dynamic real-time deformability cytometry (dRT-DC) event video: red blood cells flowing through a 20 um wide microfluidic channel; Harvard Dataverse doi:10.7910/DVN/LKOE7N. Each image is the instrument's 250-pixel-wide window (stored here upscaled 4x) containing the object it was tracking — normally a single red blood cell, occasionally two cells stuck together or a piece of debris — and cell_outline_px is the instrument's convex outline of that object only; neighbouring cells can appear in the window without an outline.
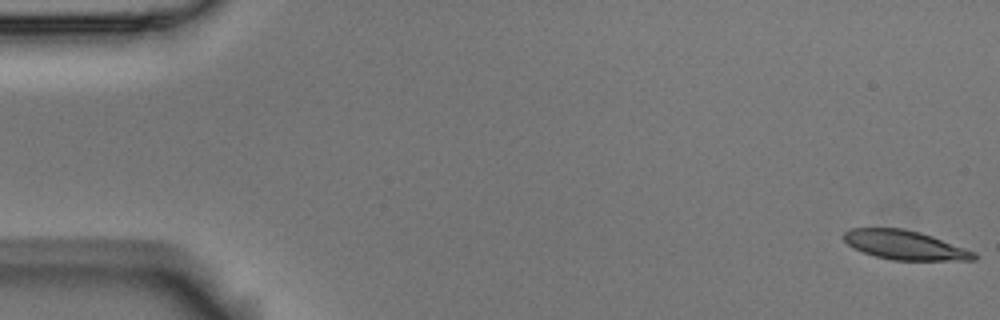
{"species": "Egyptian fruit bat (a non-hibernating species)", "species_latin": "Rousettus aegyptiacus", "temperature_condition": "room temperature", "stored_images_in_passage": 11, "camera_frame_rate_fps": 3000, "um_per_image_px": 0.085, "animal": {"sex": "male"}, "frame": {"image": 1, "passage_image": 1, "time_ms": 0.0, "image_size_px": [1000, 320], "cell_outline_px": [[980, 256], [976, 260], [892, 260], [876, 256], [864, 252], [848, 244], [840, 236], [844, 232], [852, 228], [904, 228], [920, 232], [932, 236], [976, 252]], "centroid_in_image_um": [76.94, 20.83], "position_along_channel_um": 8.1, "area_um2": 22.14}}
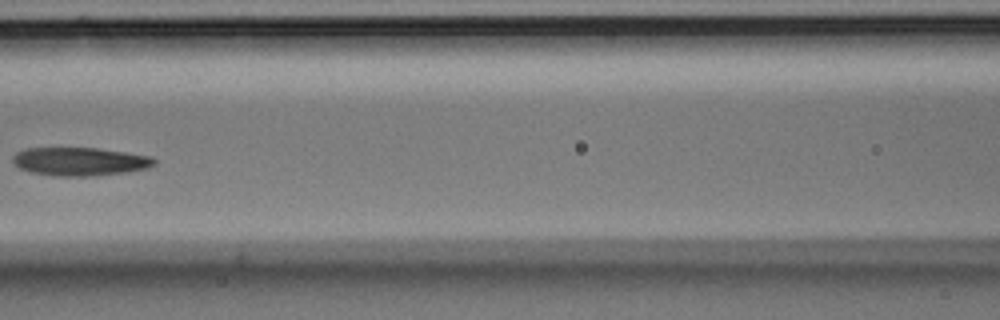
{"frame": {"image": 2, "passage_image": 7, "time_ms": 2.0, "image_size_px": [1000, 320], "cell_outline_px": [[156, 164], [148, 168], [128, 172], [88, 176], [56, 176], [32, 172], [20, 168], [12, 160], [12, 156], [16, 152], [24, 148], [100, 148], [152, 156], [156, 160]], "centroid_in_image_um": [6.82, 13.72], "position_along_channel_um": 159.8, "area_um2": 23.47}}
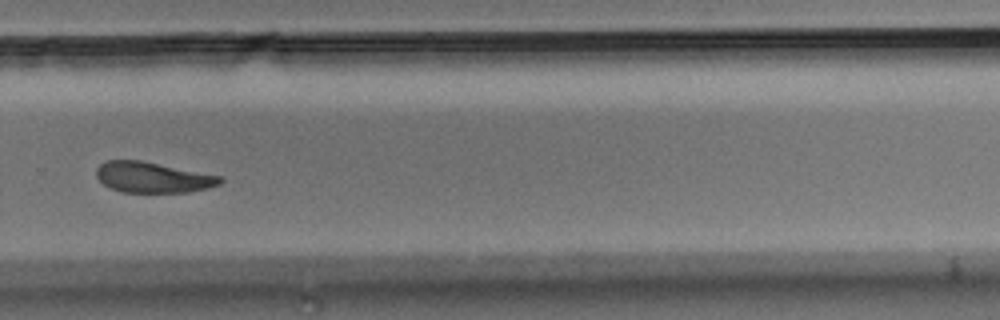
{"frame": {"image": 3, "passage_image": 11, "time_ms": 3.333, "image_size_px": [1000, 320], "cell_outline_px": [[224, 180], [220, 184], [208, 188], [188, 192], [120, 192], [104, 184], [96, 176], [96, 168], [100, 164], [108, 160], [140, 160], [224, 176]], "centroid_in_image_um": [13.02, 15.07], "position_along_channel_um": 316.8, "area_um2": 22.2}}